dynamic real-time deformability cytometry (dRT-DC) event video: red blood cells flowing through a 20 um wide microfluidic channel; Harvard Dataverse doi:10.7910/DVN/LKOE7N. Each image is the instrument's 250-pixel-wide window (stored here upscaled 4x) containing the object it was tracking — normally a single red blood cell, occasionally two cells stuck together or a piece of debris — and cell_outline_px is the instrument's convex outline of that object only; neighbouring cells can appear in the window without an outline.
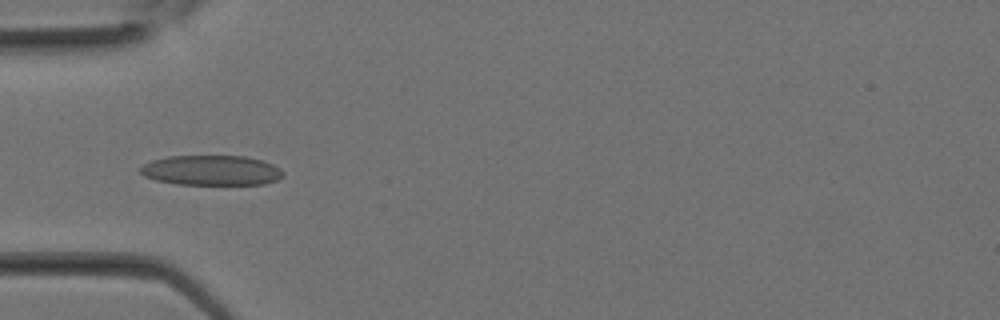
{"species": "Egyptian fruit bat (a non-hibernating species)", "species_latin": "Rousettus aegyptiacus", "temperature_condition": "room temperature", "stored_images_in_passage": 18, "camera_frame_rate_fps": 3000, "um_per_image_px": 0.085, "animal": {"sex": "female"}, "frame": {"image": 1, "passage_image": 9, "time_ms": 2.667, "image_size_px": [1000, 320], "cell_outline_px": [[284, 176], [276, 180], [264, 184], [176, 184], [156, 180], [144, 176], [140, 172], [140, 168], [144, 164], [152, 160], [168, 156], [244, 156], [260, 160], [272, 164], [280, 168], [284, 172]], "centroid_in_image_um": [17.97, 14.48], "position_along_channel_um": 67.0, "area_um2": 24.91}}
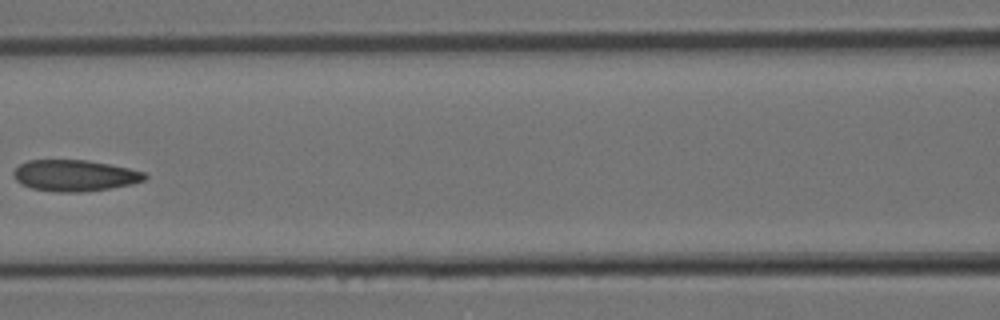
{"frame": {"image": 2, "passage_image": 13, "time_ms": 4.0, "image_size_px": [1000, 320], "cell_outline_px": [[148, 176], [144, 180], [132, 184], [108, 188], [80, 192], [56, 192], [32, 188], [20, 184], [12, 176], [12, 172], [20, 164], [28, 160], [88, 160], [128, 168], [144, 172]], "centroid_in_image_um": [6.31, 14.92], "position_along_channel_um": 160.3, "area_um2": 23.87}}
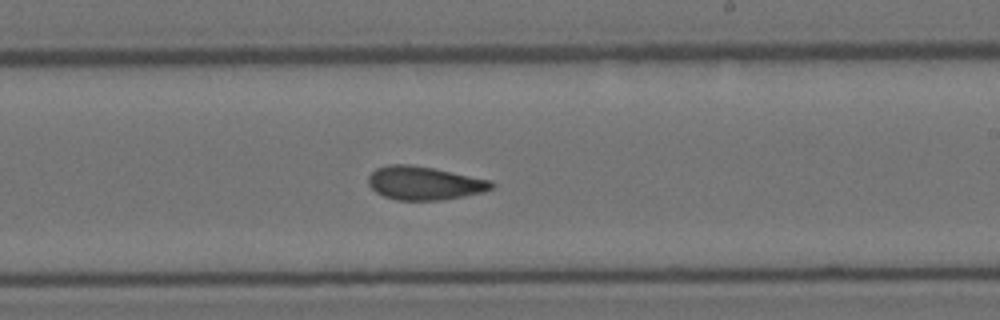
{"frame": {"image": 3, "passage_image": 17, "time_ms": 5.333, "image_size_px": [1000, 320], "cell_outline_px": [[496, 184], [492, 188], [484, 192], [464, 196], [440, 200], [396, 200], [384, 196], [376, 192], [368, 184], [368, 176], [376, 168], [388, 164], [408, 164], [432, 168], [492, 180]], "centroid_in_image_um": [36.07, 15.56], "position_along_channel_um": 252.9, "area_um2": 24.04}}